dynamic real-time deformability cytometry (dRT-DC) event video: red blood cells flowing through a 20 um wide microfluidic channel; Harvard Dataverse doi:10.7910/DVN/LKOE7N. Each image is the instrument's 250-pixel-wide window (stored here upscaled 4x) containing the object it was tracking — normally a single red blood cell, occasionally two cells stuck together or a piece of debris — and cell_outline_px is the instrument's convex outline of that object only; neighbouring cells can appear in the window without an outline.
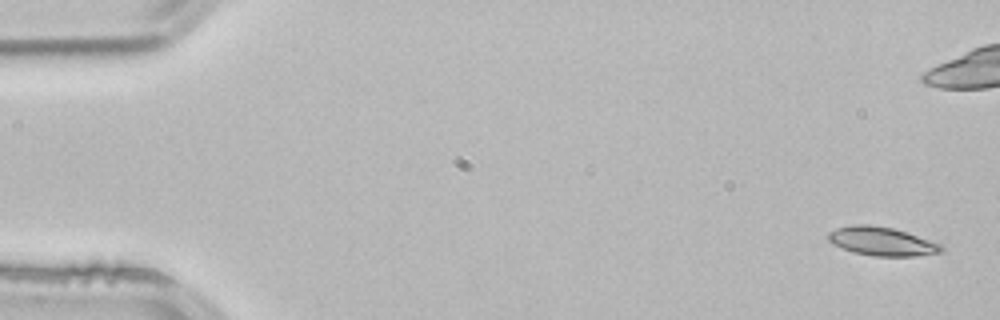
{"species": "common noctule bat (a hibernating species)", "species_latin": "Nyctalus noctula", "temperature_condition": "room temperature", "stored_images_in_passage": 5, "camera_frame_rate_fps": 3000, "um_per_image_px": 0.085, "animal": {"sex": "male", "body_mass_g": 21.5, "forearm_length_mm": 52.0}, "frame": {"image": 1, "passage_image": 1, "time_ms": 0.0, "image_size_px": [1000, 320], "cell_outline_px": [[944, 248], [940, 252], [916, 256], [876, 256], [852, 252], [828, 240], [828, 232], [836, 228], [852, 224], [868, 224], [892, 228], [908, 232], [940, 244]], "centroid_in_image_um": [74.95, 20.5], "position_along_channel_um": 10.0, "area_um2": 18.73}}